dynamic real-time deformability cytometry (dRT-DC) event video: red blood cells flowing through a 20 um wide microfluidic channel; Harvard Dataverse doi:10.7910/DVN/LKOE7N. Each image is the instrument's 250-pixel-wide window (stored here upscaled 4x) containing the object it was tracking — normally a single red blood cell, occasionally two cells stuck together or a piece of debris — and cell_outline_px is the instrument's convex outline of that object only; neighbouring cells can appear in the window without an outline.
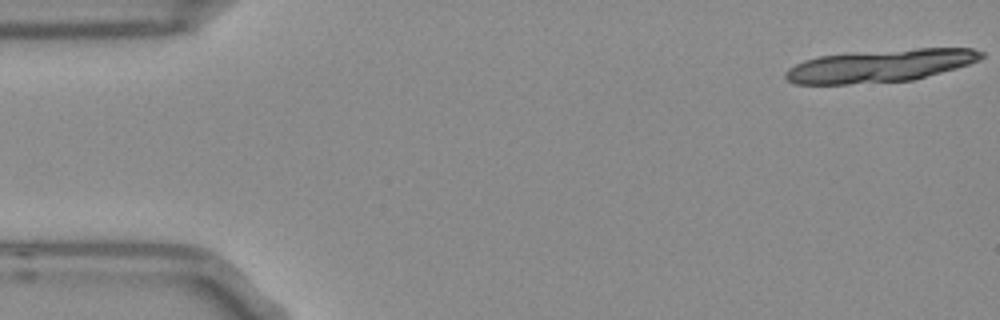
{"species": "Egyptian fruit bat (a non-hibernating species)", "species_latin": "Rousettus aegyptiacus", "temperature_condition": "room temperature", "stored_images_in_passage": 11, "camera_frame_rate_fps": 3000, "um_per_image_px": 0.085, "frame": {"image": 1, "passage_image": 1, "time_ms": 0.0, "image_size_px": [1000, 320], "cell_outline_px": [[984, 56], [980, 60], [956, 68], [912, 80], [848, 84], [792, 84], [784, 76], [784, 72], [788, 68], [804, 60], [820, 56], [852, 52], [916, 48], [972, 48], [984, 52]], "centroid_in_image_um": [74.79, 5.58], "position_along_channel_um": 10.2, "area_um2": 37.34}}